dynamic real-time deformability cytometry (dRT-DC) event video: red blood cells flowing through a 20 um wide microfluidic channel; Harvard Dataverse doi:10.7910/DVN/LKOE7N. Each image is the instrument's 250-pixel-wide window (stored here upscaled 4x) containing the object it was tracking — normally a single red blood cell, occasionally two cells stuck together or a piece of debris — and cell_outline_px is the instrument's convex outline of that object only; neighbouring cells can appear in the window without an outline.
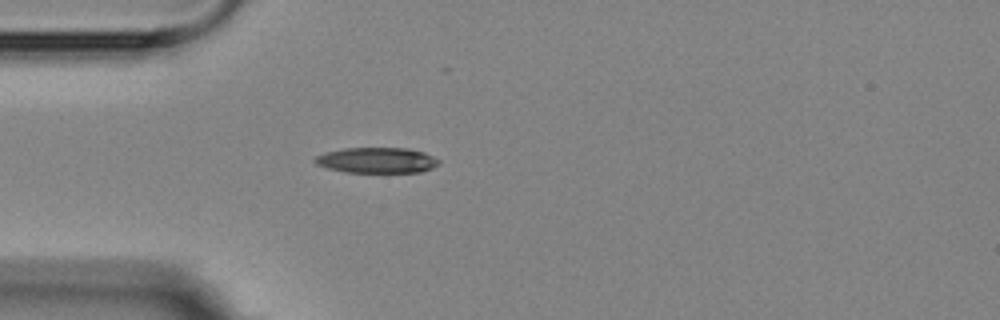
{"species": "Egyptian fruit bat (a non-hibernating species)", "species_latin": "Rousettus aegyptiacus", "temperature_condition": "room temperature", "stored_images_in_passage": 1, "camera_frame_rate_fps": 3000, "um_per_image_px": 0.085, "animal": {"sex": "female"}, "frame": {"image": 1, "passage_image": 1, "time_ms": 0.0, "image_size_px": [1000, 320], "cell_outline_px": [[440, 164], [432, 168], [420, 172], [344, 172], [328, 168], [316, 164], [312, 160], [316, 156], [324, 152], [344, 148], [408, 148], [424, 152], [440, 160]], "centroid_in_image_um": [32.02, 13.62], "position_along_channel_um": 53.0, "area_um2": 18.55}}